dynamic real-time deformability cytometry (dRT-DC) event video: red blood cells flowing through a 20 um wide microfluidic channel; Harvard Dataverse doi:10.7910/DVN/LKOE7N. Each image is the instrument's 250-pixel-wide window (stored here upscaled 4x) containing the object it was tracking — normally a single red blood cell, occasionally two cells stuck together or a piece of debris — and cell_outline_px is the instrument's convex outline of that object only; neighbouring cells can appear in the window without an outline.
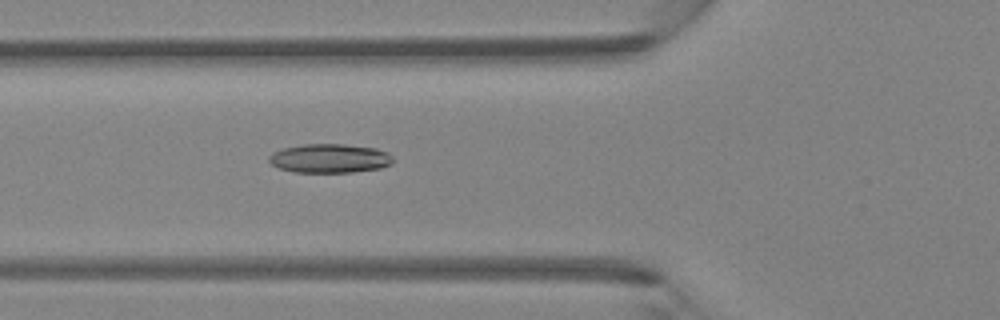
{"species": "Egyptian fruit bat (a non-hibernating species)", "species_latin": "Rousettus aegyptiacus", "temperature_condition": "room temperature", "stored_images_in_passage": 40, "camera_frame_rate_fps": 3000, "um_per_image_px": 0.085, "animal": {"sex": "female"}, "frame": {"image": 1, "passage_image": 11, "time_ms": 3.333, "image_size_px": [1000, 320], "cell_outline_px": [[392, 164], [380, 168], [352, 172], [296, 172], [280, 168], [272, 164], [268, 160], [268, 156], [272, 152], [284, 148], [304, 144], [344, 144], [376, 148], [388, 152], [392, 156]], "centroid_in_image_um": [28.03, 13.45], "position_along_channel_um": 97.8, "area_um2": 20.92}}
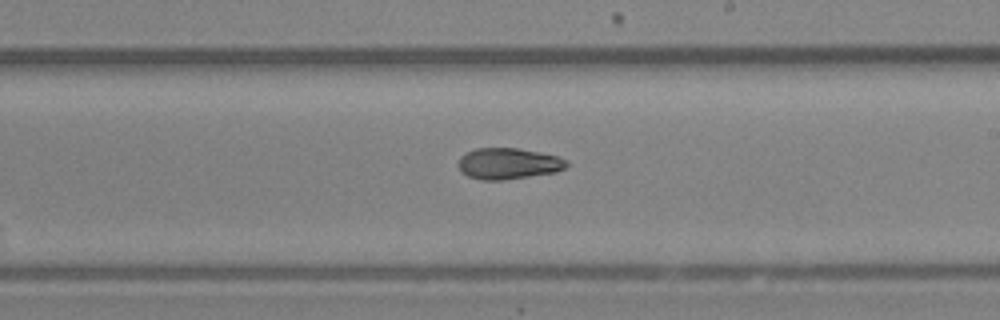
{"frame": {"image": 2, "passage_image": 21, "time_ms": 6.667, "image_size_px": [1000, 320], "cell_outline_px": [[568, 164], [564, 168], [556, 172], [504, 180], [480, 180], [468, 176], [460, 172], [456, 164], [460, 156], [476, 148], [516, 148], [540, 152], [560, 156], [568, 160]], "centroid_in_image_um": [43.19, 13.9], "position_along_channel_um": 245.8, "area_um2": 19.94}}
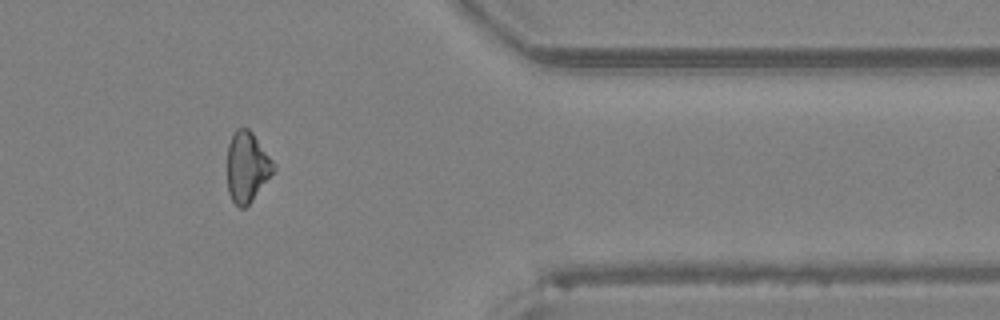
{"frame": {"image": 3, "passage_image": 32, "time_ms": 10.333, "image_size_px": [1000, 320], "cell_outline_px": [[276, 168], [252, 200], [244, 208], [240, 208], [232, 200], [228, 192], [228, 144], [236, 128], [248, 128], [252, 132], [276, 164]], "centroid_in_image_um": [21.01, 14.18], "position_along_channel_um": 390.4, "area_um2": 18.79}}